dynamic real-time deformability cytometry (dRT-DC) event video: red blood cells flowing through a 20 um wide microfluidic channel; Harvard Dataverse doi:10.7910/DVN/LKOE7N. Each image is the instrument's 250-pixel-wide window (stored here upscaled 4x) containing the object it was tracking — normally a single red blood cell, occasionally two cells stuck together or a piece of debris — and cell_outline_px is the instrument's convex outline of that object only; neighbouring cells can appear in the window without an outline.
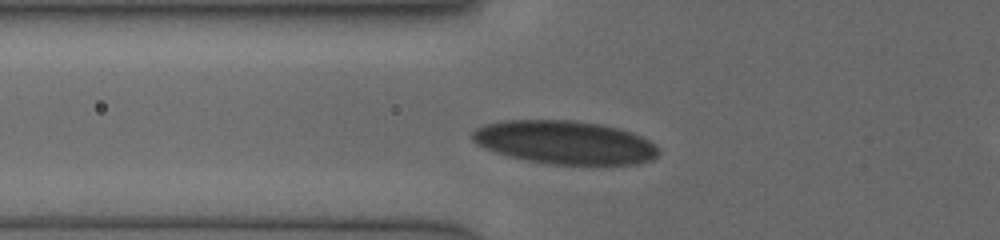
{"species": "human", "species_latin": "Homo sapiens", "temperature_condition": "cold", "stored_images_in_passage": 6, "camera_frame_rate_fps": 3000, "um_per_image_px": 0.085, "donor": {"sex": "female"}, "frame": {"image": 1, "passage_image": 2, "time_ms": 0.667, "image_size_px": [1000, 240], "cell_outline_px": [[660, 152], [652, 160], [640, 164], [552, 164], [528, 160], [508, 156], [484, 148], [476, 144], [472, 140], [468, 132], [484, 124], [504, 120], [572, 120], [600, 124], [620, 128], [632, 132], [656, 144]], "centroid_in_image_um": [47.99, 12.09], "position_along_channel_um": 77.8, "area_um2": 47.34}}
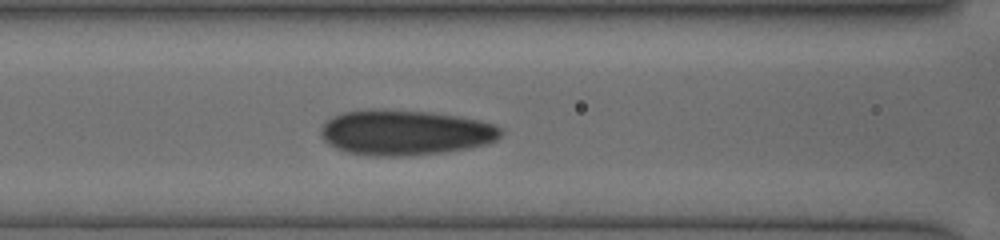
{"frame": {"image": 2, "passage_image": 4, "time_ms": 2.0, "image_size_px": [1000, 240], "cell_outline_px": [[504, 132], [496, 140], [488, 144], [468, 148], [444, 152], [412, 156], [372, 156], [348, 152], [336, 148], [328, 144], [320, 136], [320, 128], [332, 116], [344, 112], [428, 112], [456, 116], [480, 120], [492, 124], [500, 128]], "centroid_in_image_um": [34.47, 11.32], "position_along_channel_um": 132.1, "area_um2": 46.53}}
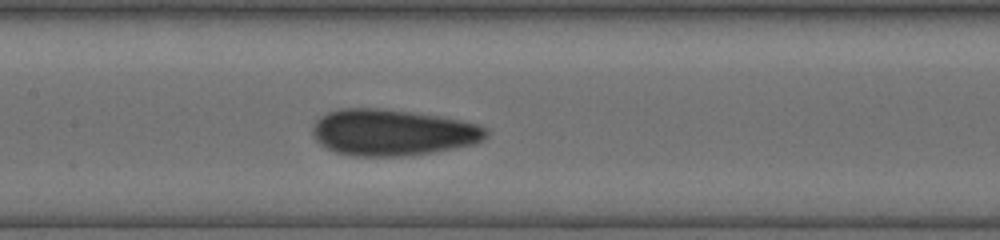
{"frame": {"image": 3, "passage_image": 6, "time_ms": 3.0, "image_size_px": [1000, 240], "cell_outline_px": [[488, 136], [476, 144], [456, 148], [432, 152], [400, 156], [352, 156], [336, 152], [324, 148], [312, 136], [312, 124], [320, 116], [328, 112], [340, 108], [384, 108], [440, 116], [460, 120], [476, 124], [488, 128]], "centroid_in_image_um": [33.34, 11.25], "position_along_channel_um": 174.1, "area_um2": 47.28}}